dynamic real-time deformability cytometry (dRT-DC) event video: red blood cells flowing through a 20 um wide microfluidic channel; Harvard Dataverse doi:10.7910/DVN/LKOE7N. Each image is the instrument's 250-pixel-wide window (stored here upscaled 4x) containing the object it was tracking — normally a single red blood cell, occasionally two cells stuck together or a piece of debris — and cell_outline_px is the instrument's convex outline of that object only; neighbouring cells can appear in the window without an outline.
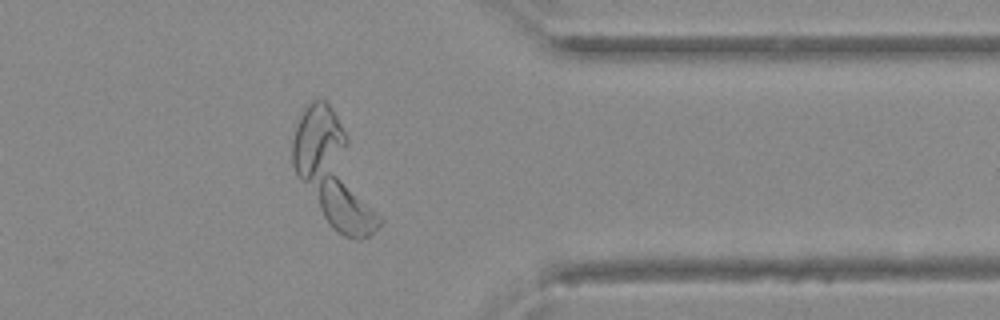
{"species": "Egyptian fruit bat (a non-hibernating species)", "species_latin": "Rousettus aegyptiacus", "temperature_condition": "warm", "stored_images_in_passage": 36, "camera_frame_rate_fps": 3000, "um_per_image_px": 0.085, "animal": {"sex": "female"}, "frame": {"image": 1, "passage_image": 27, "time_ms": 8.667, "image_size_px": [1000, 320], "cell_outline_px": [[384, 220], [368, 236], [360, 240], [356, 240], [344, 236], [332, 228], [300, 180], [292, 164], [292, 140], [304, 104], [312, 100], [328, 100], [348, 140]], "centroid_in_image_um": [28.32, 14.66], "position_along_channel_um": 383.1, "area_um2": 52.71}}